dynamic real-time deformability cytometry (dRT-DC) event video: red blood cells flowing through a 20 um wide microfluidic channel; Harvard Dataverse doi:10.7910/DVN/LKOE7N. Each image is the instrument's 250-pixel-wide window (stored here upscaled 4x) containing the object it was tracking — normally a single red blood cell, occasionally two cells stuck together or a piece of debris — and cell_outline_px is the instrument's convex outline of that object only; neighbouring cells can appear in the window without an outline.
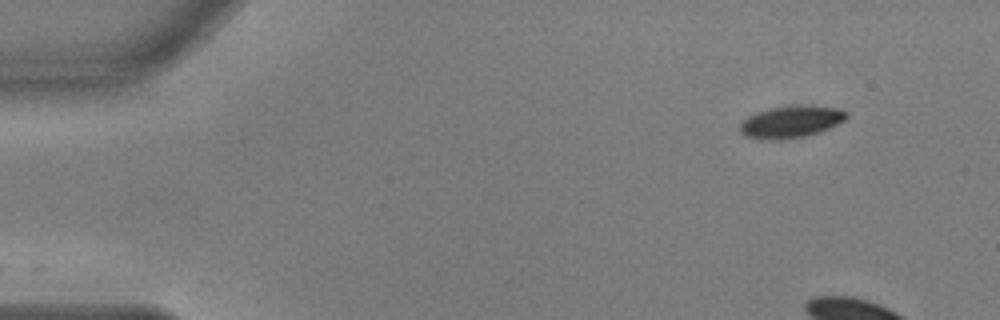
{"species": "common noctule bat (a hibernating species)", "species_latin": "Nyctalus noctula", "temperature_condition": "warm", "stored_images_in_passage": 7, "camera_frame_rate_fps": 3000, "um_per_image_px": 0.085, "animal": {"sex": "male", "body_mass_g": 17.9, "forearm_length_mm": 54.2}, "frame": {"image": 1, "passage_image": 1, "time_ms": 0.0, "image_size_px": [1000, 320], "cell_outline_px": [[848, 116], [844, 120], [820, 132], [804, 136], [784, 140], [768, 140], [744, 136], [740, 132], [740, 124], [748, 116], [756, 112], [772, 108], [840, 108], [848, 112]], "centroid_in_image_um": [67.18, 10.41], "position_along_channel_um": 17.8, "area_um2": 19.02}}